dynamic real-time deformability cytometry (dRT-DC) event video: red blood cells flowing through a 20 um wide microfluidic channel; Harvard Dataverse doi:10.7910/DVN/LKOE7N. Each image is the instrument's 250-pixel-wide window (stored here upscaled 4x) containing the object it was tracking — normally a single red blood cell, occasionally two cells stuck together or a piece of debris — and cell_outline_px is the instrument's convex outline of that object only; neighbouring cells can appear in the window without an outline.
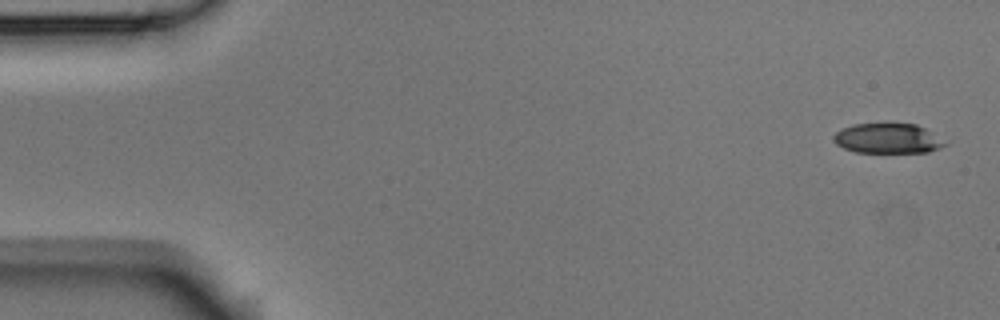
{"species": "Egyptian fruit bat (a non-hibernating species)", "species_latin": "Rousettus aegyptiacus", "temperature_condition": "room temperature", "stored_images_in_passage": 5, "camera_frame_rate_fps": 3000, "um_per_image_px": 0.085, "animal": {"sex": "male"}, "frame": {"image": 1, "passage_image": 1, "time_ms": 0.0, "image_size_px": [1000, 320], "cell_outline_px": [[952, 140], [948, 144], [940, 148], [928, 152], [856, 152], [844, 148], [836, 144], [832, 140], [832, 136], [836, 132], [852, 124], [916, 124]], "centroid_in_image_um": [75.56, 11.77], "position_along_channel_um": 9.4, "area_um2": 19.83}}
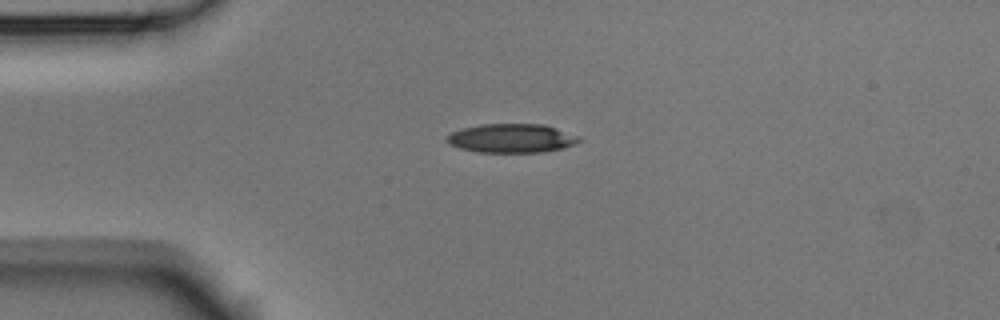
{"frame": {"image": 2, "passage_image": 4, "time_ms": 1.0, "image_size_px": [1000, 320], "cell_outline_px": [[584, 140], [576, 144], [564, 148], [540, 152], [480, 152], [460, 148], [448, 144], [444, 140], [452, 132], [460, 128], [480, 124], [544, 124], [580, 136]], "centroid_in_image_um": [43.5, 11.75], "position_along_channel_um": 41.5, "area_um2": 22.48}}